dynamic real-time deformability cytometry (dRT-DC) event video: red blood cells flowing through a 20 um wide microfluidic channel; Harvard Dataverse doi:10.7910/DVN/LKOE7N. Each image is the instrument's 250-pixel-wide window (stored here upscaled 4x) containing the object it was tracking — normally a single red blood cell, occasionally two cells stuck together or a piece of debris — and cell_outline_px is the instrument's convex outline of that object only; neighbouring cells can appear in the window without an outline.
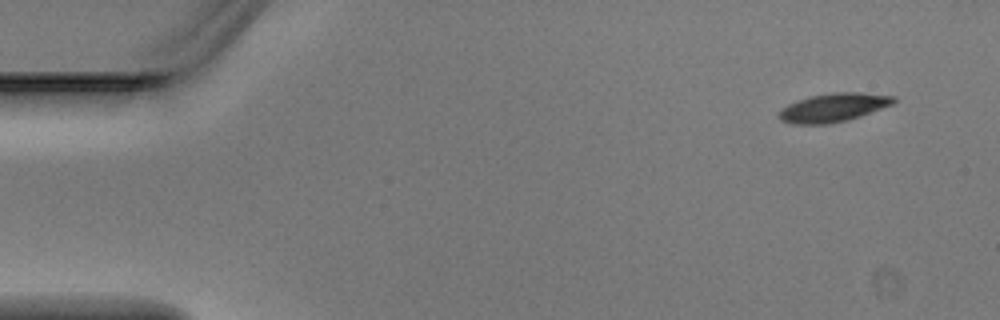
{"species": "Egyptian fruit bat (a non-hibernating species)", "species_latin": "Rousettus aegyptiacus", "temperature_condition": "warm", "stored_images_in_passage": 4, "camera_frame_rate_fps": 3000, "um_per_image_px": 0.085, "animal": {"sex": "male"}, "frame": {"image": 1, "passage_image": 1, "time_ms": 0.0, "image_size_px": [1000, 320], "cell_outline_px": [[896, 100], [892, 104], [860, 116], [848, 120], [832, 124], [792, 124], [780, 120], [776, 116], [780, 108], [788, 104], [812, 96], [832, 92], [860, 92], [896, 96]], "centroid_in_image_um": [70.81, 9.15], "position_along_channel_um": 14.2, "area_um2": 19.19}}
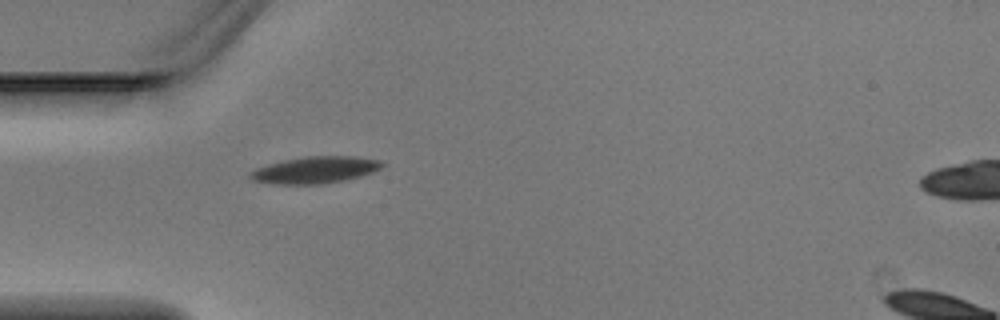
{"frame": {"image": 2, "passage_image": 4, "time_ms": 1.0, "image_size_px": [1000, 320], "cell_outline_px": [[384, 164], [380, 168], [372, 172], [360, 176], [344, 180], [320, 184], [272, 184], [252, 180], [248, 176], [256, 168], [268, 164], [284, 160], [304, 156], [352, 156], [380, 160]], "centroid_in_image_um": [26.77, 14.44], "position_along_channel_um": 58.2, "area_um2": 20.46}}